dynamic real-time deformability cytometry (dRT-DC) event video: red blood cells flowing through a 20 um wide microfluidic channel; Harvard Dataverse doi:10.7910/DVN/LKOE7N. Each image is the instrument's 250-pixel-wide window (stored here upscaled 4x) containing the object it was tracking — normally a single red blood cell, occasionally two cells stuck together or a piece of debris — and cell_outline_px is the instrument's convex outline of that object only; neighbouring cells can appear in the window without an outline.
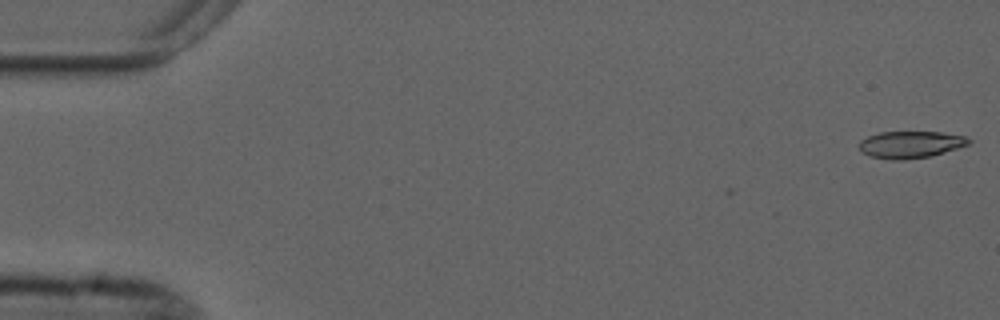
{"species": "common noctule bat (a hibernating species)", "species_latin": "Nyctalus noctula", "temperature_condition": "cold", "stored_images_in_passage": 6, "camera_frame_rate_fps": 3000, "um_per_image_px": 0.085, "animal": {"sex": "male", "forearm_length_mm": 52.5}, "frame": {"image": 1, "passage_image": 1, "time_ms": 0.0, "image_size_px": [1000, 320], "cell_outline_px": [[972, 140], [968, 144], [944, 152], [928, 156], [904, 160], [892, 160], [872, 156], [864, 152], [860, 148], [860, 140], [868, 136], [880, 132], [940, 132], [968, 136]], "centroid_in_image_um": [77.42, 12.27], "position_along_channel_um": 7.6, "area_um2": 16.99}}
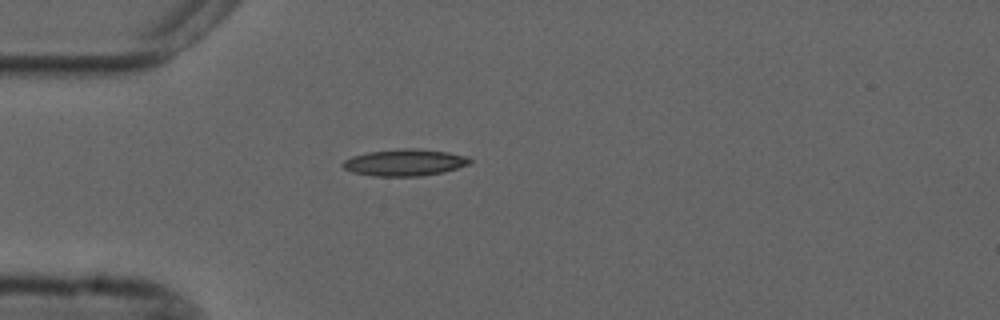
{"frame": {"image": 2, "passage_image": 5, "time_ms": 4.667, "image_size_px": [1000, 320], "cell_outline_px": [[472, 160], [468, 164], [456, 168], [440, 172], [420, 176], [372, 176], [352, 172], [344, 168], [340, 164], [344, 160], [352, 156], [368, 152], [400, 148], [416, 148], [448, 152], [468, 156]], "centroid_in_image_um": [34.36, 13.8], "position_along_channel_um": 50.6, "area_um2": 19.77}}